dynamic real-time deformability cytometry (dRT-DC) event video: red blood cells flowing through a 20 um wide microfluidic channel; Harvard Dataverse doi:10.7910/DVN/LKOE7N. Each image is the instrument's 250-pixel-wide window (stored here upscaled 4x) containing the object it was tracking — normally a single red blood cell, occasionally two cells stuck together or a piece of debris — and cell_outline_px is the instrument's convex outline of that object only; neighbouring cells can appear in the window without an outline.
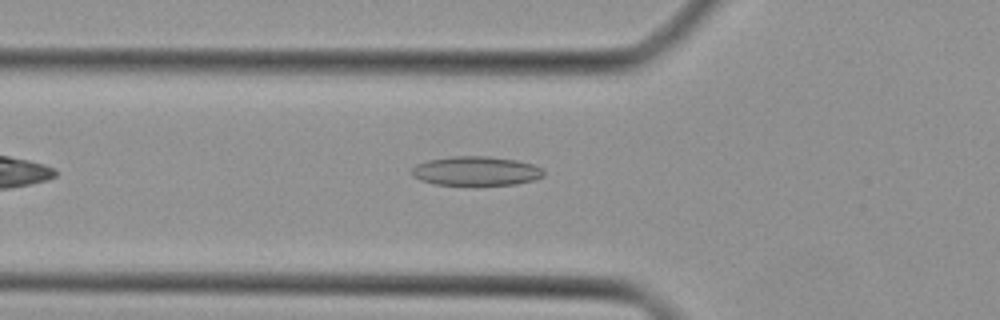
{"species": "Egyptian fruit bat (a non-hibernating species)", "species_latin": "Rousettus aegyptiacus", "temperature_condition": "cold", "stored_images_in_passage": 35, "camera_frame_rate_fps": 3000, "um_per_image_px": 0.085, "animal": {"sex": "female"}, "frame": {"image": 1, "passage_image": 6, "time_ms": 1.667, "image_size_px": [1000, 320], "cell_outline_px": [[544, 176], [536, 180], [516, 184], [436, 184], [420, 180], [412, 176], [412, 168], [416, 164], [428, 160], [452, 156], [488, 156], [516, 160], [532, 164], [544, 168]], "centroid_in_image_um": [40.49, 14.52], "position_along_channel_um": 85.3, "area_um2": 22.37}}
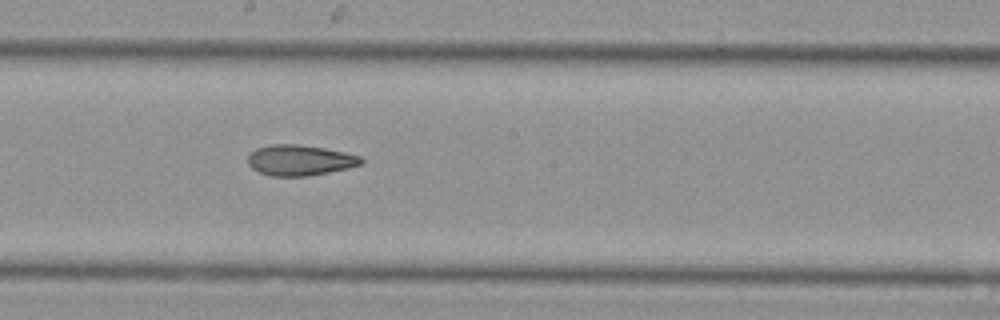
{"frame": {"image": 2, "passage_image": 15, "time_ms": 4.667, "image_size_px": [1000, 320], "cell_outline_px": [[364, 160], [360, 164], [348, 168], [308, 176], [272, 176], [260, 172], [252, 168], [248, 164], [248, 156], [256, 148], [272, 144], [296, 144], [324, 148], [344, 152], [360, 156]], "centroid_in_image_um": [25.47, 13.61], "position_along_channel_um": 222.7, "area_um2": 20.06}}
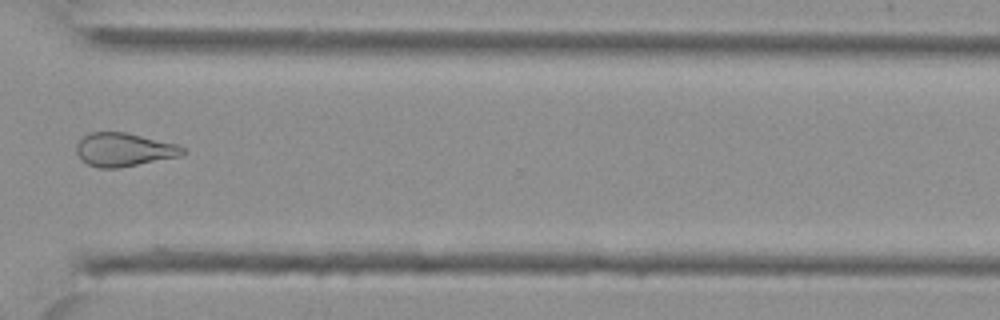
{"frame": {"image": 3, "passage_image": 24, "time_ms": 7.667, "image_size_px": [1000, 320], "cell_outline_px": [[188, 152], [180, 156], [116, 168], [100, 168], [88, 164], [76, 152], [76, 144], [84, 136], [92, 132], [124, 132], [176, 144], [188, 148]], "centroid_in_image_um": [10.57, 12.72], "position_along_channel_um": 360.0, "area_um2": 20.46}}